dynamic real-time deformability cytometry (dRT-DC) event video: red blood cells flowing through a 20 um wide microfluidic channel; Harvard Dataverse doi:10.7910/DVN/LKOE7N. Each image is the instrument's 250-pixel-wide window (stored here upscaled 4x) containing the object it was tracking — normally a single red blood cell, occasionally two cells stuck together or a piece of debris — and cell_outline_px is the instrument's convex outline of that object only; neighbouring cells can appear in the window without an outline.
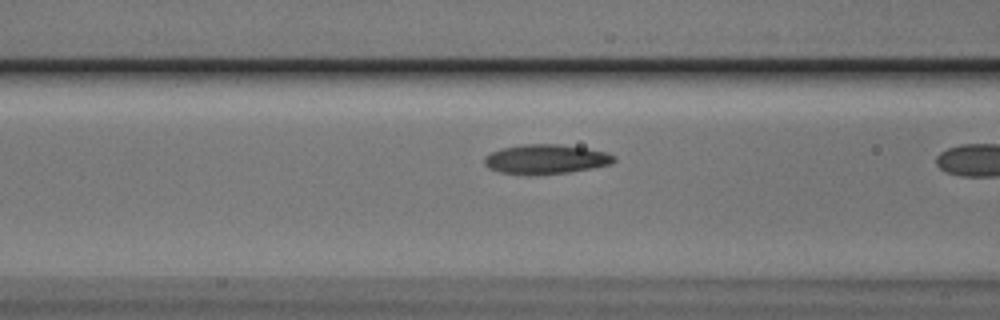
{"species": "Egyptian fruit bat (a non-hibernating species)", "species_latin": "Rousettus aegyptiacus", "temperature_condition": "cold", "stored_images_in_passage": 20, "camera_frame_rate_fps": 3000, "um_per_image_px": 0.085, "animal": {"sex": "male"}, "frame": {"image": 1, "passage_image": 19, "time_ms": 6.0, "image_size_px": [1000, 320], "cell_outline_px": [[616, 160], [612, 164], [592, 168], [568, 172], [528, 176], [500, 172], [488, 168], [484, 164], [484, 156], [500, 148], [520, 144], [560, 144], [608, 152], [616, 156]], "centroid_in_image_um": [46.38, 13.54], "position_along_channel_um": 120.2, "area_um2": 22.66}}